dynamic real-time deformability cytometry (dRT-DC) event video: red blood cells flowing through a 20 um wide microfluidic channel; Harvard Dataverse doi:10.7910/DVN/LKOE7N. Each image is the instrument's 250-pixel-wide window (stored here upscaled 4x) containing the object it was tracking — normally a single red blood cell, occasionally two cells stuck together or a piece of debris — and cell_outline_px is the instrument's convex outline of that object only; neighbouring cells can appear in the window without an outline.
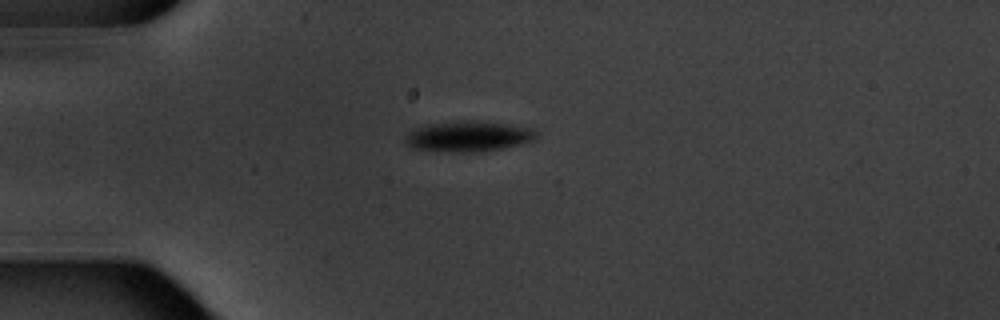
{"species": "common noctule bat (a hibernating species)", "species_latin": "Nyctalus noctula", "temperature_condition": "warm", "stored_images_in_passage": 3, "camera_frame_rate_fps": 3000, "um_per_image_px": 0.085, "animal": {"sex": "male", "body_mass_g": 20.1, "forearm_length_mm": 53.5}, "frame": {"image": 1, "passage_image": 1, "time_ms": 0.0, "image_size_px": [1000, 320], "cell_outline_px": [[540, 136], [536, 140], [524, 144], [484, 152], [452, 152], [412, 148], [404, 140], [404, 136], [408, 132], [416, 128], [428, 124], [464, 120], [488, 120], [536, 128], [540, 132]], "centroid_in_image_um": [39.96, 11.57], "position_along_channel_um": 45.0, "area_um2": 24.28}}